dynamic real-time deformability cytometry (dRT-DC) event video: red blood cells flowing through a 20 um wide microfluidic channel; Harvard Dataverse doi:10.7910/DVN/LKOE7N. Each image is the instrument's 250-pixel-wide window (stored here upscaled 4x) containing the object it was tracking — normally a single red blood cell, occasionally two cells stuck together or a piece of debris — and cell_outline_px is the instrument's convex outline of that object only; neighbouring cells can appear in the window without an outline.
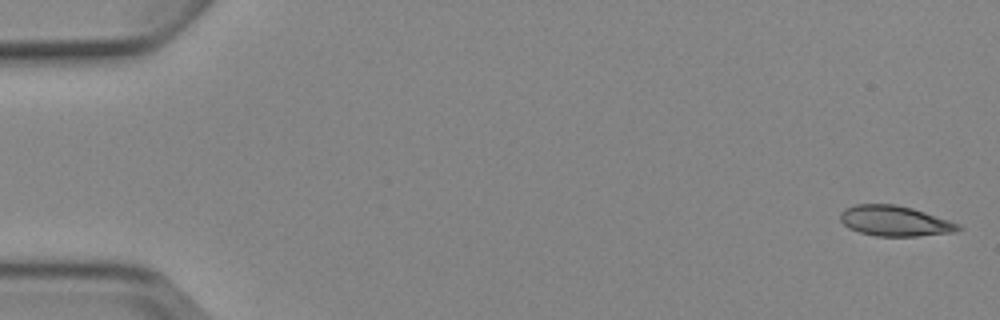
{"species": "Egyptian fruit bat (a non-hibernating species)", "species_latin": "Rousettus aegyptiacus", "temperature_condition": "cold", "stored_images_in_passage": 4, "camera_frame_rate_fps": 3000, "um_per_image_px": 0.085, "animal": {"sex": "female"}, "frame": {"image": 1, "passage_image": 1, "time_ms": 0.0, "image_size_px": [1000, 320], "cell_outline_px": [[964, 228], [956, 232], [916, 236], [876, 236], [860, 232], [848, 228], [840, 220], [840, 212], [844, 208], [856, 204], [896, 204], [912, 208], [960, 224]], "centroid_in_image_um": [76.05, 18.78], "position_along_channel_um": 8.9, "area_um2": 20.92}}
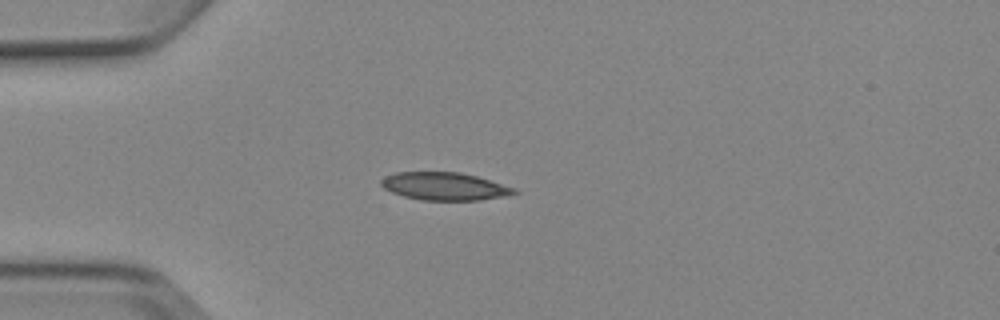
{"frame": {"image": 2, "passage_image": 4, "time_ms": 4.333, "image_size_px": [1000, 320], "cell_outline_px": [[520, 192], [504, 196], [480, 200], [420, 200], [404, 196], [392, 192], [384, 188], [380, 184], [380, 180], [384, 176], [396, 172], [460, 172], [476, 176], [516, 188]], "centroid_in_image_um": [37.77, 15.83], "position_along_channel_um": 47.2, "area_um2": 21.56}}